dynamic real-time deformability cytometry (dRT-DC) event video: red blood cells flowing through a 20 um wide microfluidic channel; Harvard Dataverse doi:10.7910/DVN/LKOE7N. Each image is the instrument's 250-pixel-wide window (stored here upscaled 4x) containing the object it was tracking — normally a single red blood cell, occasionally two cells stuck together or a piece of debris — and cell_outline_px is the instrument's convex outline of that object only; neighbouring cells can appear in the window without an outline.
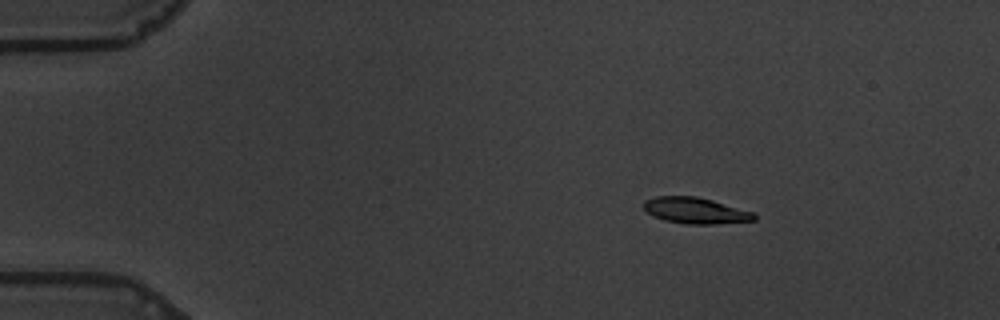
{"species": "common noctule bat (a hibernating species)", "species_latin": "Nyctalus noctula", "temperature_condition": "warm", "stored_images_in_passage": 50, "camera_frame_rate_fps": 3000, "um_per_image_px": 0.085, "animal": {"sex": "male", "body_mass_g": 19.5, "forearm_length_mm": 54.6}, "frame": {"image": 1, "passage_image": 1, "time_ms": 0.0, "image_size_px": [1000, 320], "cell_outline_px": [[756, 220], [716, 224], [688, 224], [664, 220], [652, 216], [644, 208], [644, 200], [656, 196], [696, 196], [712, 200], [752, 212], [756, 216]], "centroid_in_image_um": [59.09, 17.9], "position_along_channel_um": 25.9, "area_um2": 16.7}}
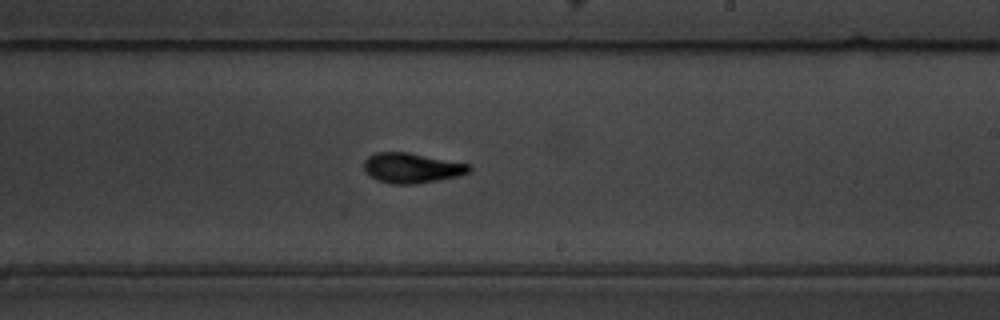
{"frame": {"image": 2, "passage_image": 27, "time_ms": 8.667, "image_size_px": [1000, 320], "cell_outline_px": [[472, 168], [468, 172], [456, 176], [436, 180], [412, 184], [392, 184], [376, 180], [364, 168], [364, 160], [368, 156], [376, 152], [408, 152], [468, 164]], "centroid_in_image_um": [34.96, 14.27], "position_along_channel_um": 254.0, "area_um2": 18.09}}
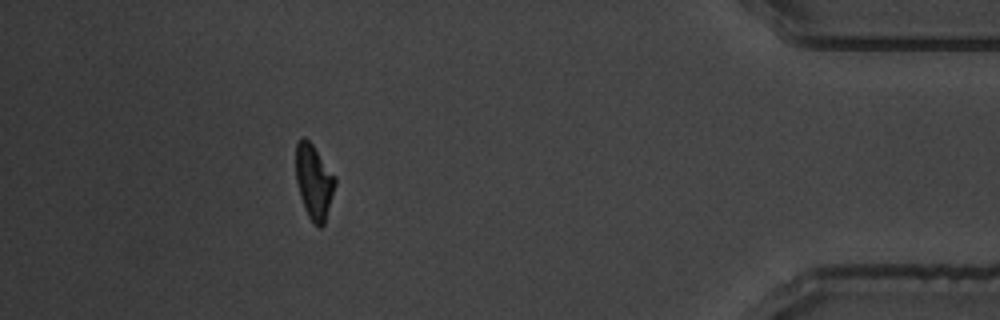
{"frame": {"image": 3, "passage_image": 44, "time_ms": 14.333, "image_size_px": [1000, 320], "cell_outline_px": [[336, 184], [324, 224], [320, 228], [316, 228], [308, 216], [304, 208], [300, 196], [296, 180], [296, 144], [300, 136], [304, 136], [312, 144], [336, 176]], "centroid_in_image_um": [26.68, 15.45], "position_along_channel_um": 408.5, "area_um2": 17.22}, "authors_computed_cell_mechanics": {"area_um2": 17.8891, "velocity_mm_per_s": 3.55, "shape_relaxation_time_tau1_ms": 3.7741, "shape_relaxation_time_tau2_ms": 2.8553, "deformation_change_tau1": 0.1724, "deformation_change_tau2": 0.0988}}